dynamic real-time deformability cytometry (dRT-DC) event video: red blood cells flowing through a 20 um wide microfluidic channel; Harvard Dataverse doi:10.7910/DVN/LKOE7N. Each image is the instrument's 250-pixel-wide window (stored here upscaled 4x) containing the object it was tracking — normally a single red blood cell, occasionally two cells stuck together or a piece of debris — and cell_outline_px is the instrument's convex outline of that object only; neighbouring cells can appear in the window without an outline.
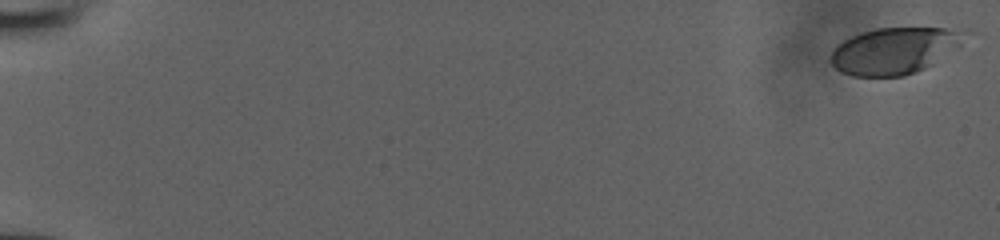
{"species": "human", "species_latin": "Homo sapiens", "temperature_condition": "room temperature", "stored_images_in_passage": 53, "camera_frame_rate_fps": 3000, "um_per_image_px": 0.085, "donor": {"sex": "male"}, "frame": {"image": 1, "passage_image": 1, "time_ms": 0.0, "image_size_px": [1000, 240], "cell_outline_px": [[968, 32], [960, 44], [956, 48], [932, 64], [916, 72], [904, 76], [852, 76], [840, 72], [828, 60], [832, 52], [844, 40], [860, 32], [876, 28], [968, 28]], "centroid_in_image_um": [76.04, 4.3], "position_along_channel_um": 9.0, "area_um2": 36.36}}
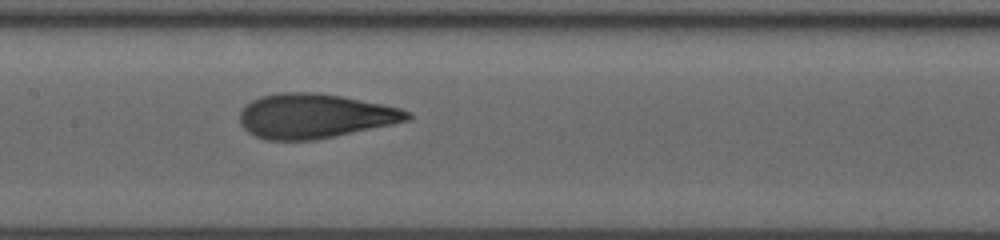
{"frame": {"image": 2, "passage_image": 29, "time_ms": 9.333, "image_size_px": [1000, 240], "cell_outline_px": [[412, 120], [316, 140], [268, 140], [256, 136], [248, 132], [240, 124], [240, 108], [252, 100], [260, 96], [280, 92], [312, 92], [340, 96], [400, 108], [412, 112]], "centroid_in_image_um": [26.74, 9.86], "position_along_channel_um": 180.7, "area_um2": 43.52}}
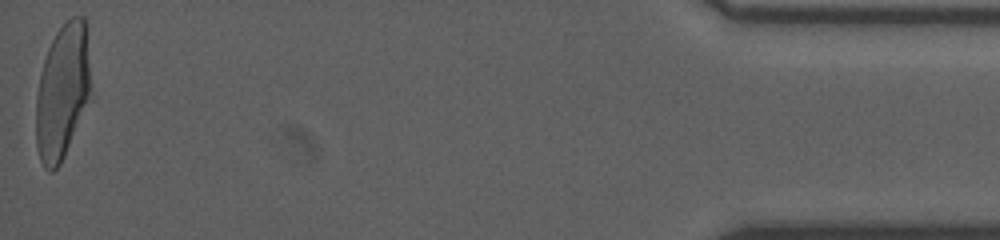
{"frame": {"image": 3, "passage_image": 53, "time_ms": 17.333, "image_size_px": [1000, 240], "cell_outline_px": [[92, 100], [60, 164], [52, 172], [48, 172], [44, 168], [40, 160], [36, 148], [36, 96], [40, 76], [44, 60], [48, 48], [56, 32], [72, 16], [84, 16], [88, 24], [92, 88]], "centroid_in_image_um": [5.37, 7.77], "position_along_channel_um": 429.8, "area_um2": 44.62}}